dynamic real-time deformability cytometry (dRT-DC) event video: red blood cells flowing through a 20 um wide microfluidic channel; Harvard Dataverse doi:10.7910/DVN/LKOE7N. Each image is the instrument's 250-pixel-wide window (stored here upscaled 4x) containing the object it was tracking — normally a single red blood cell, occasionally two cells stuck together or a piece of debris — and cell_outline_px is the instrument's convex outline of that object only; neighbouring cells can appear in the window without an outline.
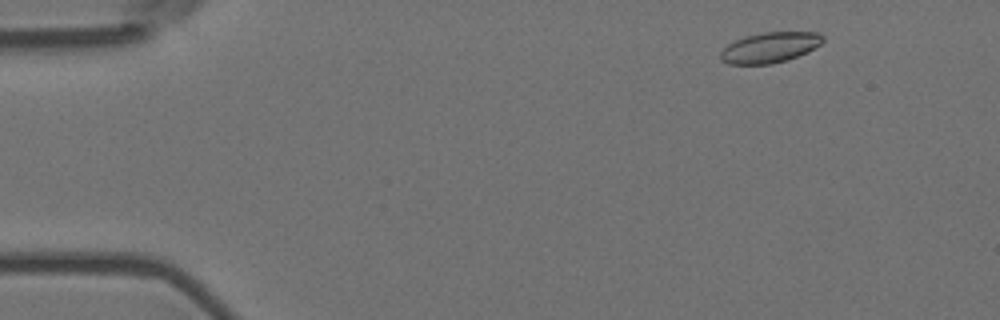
{"species": "Egyptian fruit bat (a non-hibernating species)", "species_latin": "Rousettus aegyptiacus", "temperature_condition": "room temperature", "stored_images_in_passage": 6, "segment_of_instrument_passage": [2, 2], "camera_frame_rate_fps": 3000, "um_per_image_px": 0.085, "animal": {"sex": "female"}, "frame": {"image": 1, "passage_image": 6, "time_ms": 1.667, "image_size_px": [1000, 320], "cell_outline_px": [[824, 40], [820, 44], [808, 52], [788, 60], [772, 64], [728, 64], [720, 60], [720, 52], [728, 44], [736, 40], [748, 36], [764, 32], [820, 32], [824, 36]], "centroid_in_image_um": [65.46, 4.04], "position_along_channel_um": 19.5, "area_um2": 18.21}}